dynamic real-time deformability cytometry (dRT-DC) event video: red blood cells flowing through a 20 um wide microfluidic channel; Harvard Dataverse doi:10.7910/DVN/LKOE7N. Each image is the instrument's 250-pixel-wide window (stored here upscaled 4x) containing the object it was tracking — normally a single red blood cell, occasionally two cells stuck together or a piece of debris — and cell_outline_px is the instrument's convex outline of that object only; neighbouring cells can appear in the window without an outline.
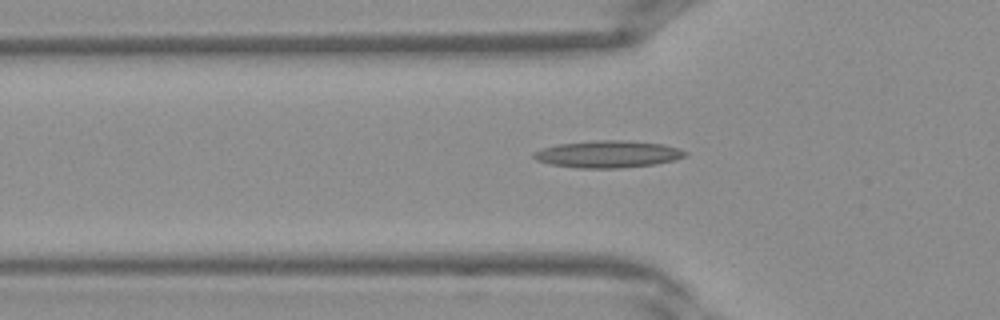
{"species": "Egyptian fruit bat (a non-hibernating species)", "species_latin": "Rousettus aegyptiacus", "temperature_condition": "warm", "stored_images_in_passage": 28, "camera_frame_rate_fps": 3000, "um_per_image_px": 0.085, "frame": {"image": 1, "passage_image": 2, "time_ms": 0.333, "image_size_px": [1000, 320], "cell_outline_px": [[688, 156], [672, 160], [652, 164], [620, 168], [580, 168], [552, 164], [536, 160], [532, 156], [532, 152], [540, 148], [556, 144], [596, 140], [624, 140], [664, 144], [688, 152]], "centroid_in_image_um": [51.63, 13.09], "position_along_channel_um": 74.2, "area_um2": 23.87}}
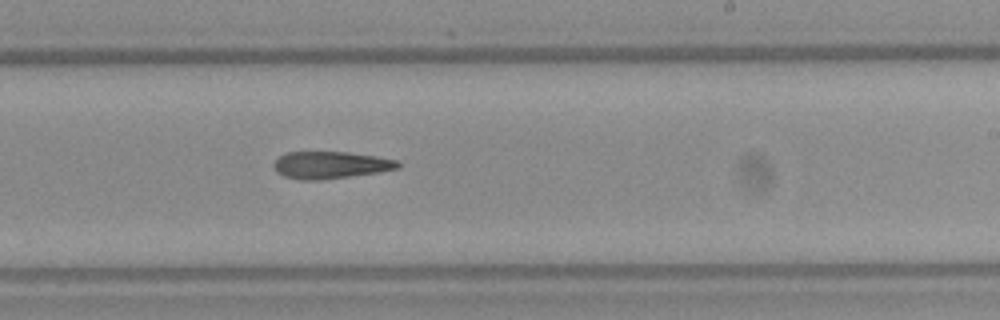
{"frame": {"image": 2, "passage_image": 13, "time_ms": 4.0, "image_size_px": [1000, 320], "cell_outline_px": [[400, 168], [380, 172], [320, 180], [300, 180], [284, 176], [276, 172], [272, 164], [280, 156], [288, 152], [348, 152], [376, 156], [400, 160]], "centroid_in_image_um": [28.12, 14.03], "position_along_channel_um": 260.9, "area_um2": 19.77}}
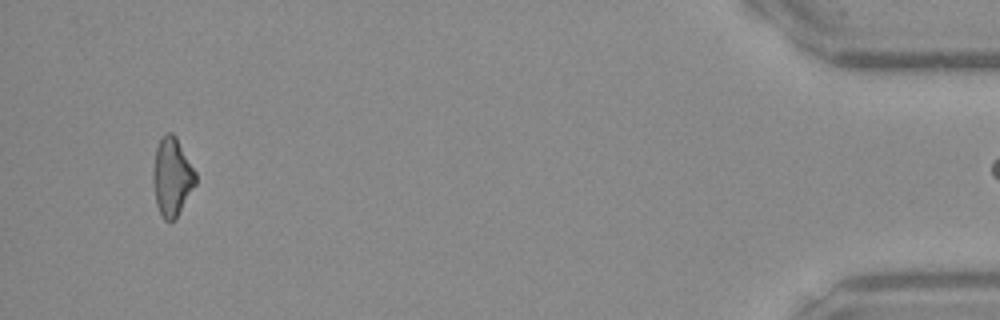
{"frame": {"image": 3, "passage_image": 27, "time_ms": 8.667, "image_size_px": [1000, 320], "cell_outline_px": [[196, 184], [176, 220], [168, 224], [164, 220], [156, 204], [152, 184], [152, 172], [156, 148], [160, 136], [168, 132], [172, 132], [176, 136], [196, 172]], "centroid_in_image_um": [14.61, 15.06], "position_along_channel_um": 420.6, "area_um2": 19.88}}